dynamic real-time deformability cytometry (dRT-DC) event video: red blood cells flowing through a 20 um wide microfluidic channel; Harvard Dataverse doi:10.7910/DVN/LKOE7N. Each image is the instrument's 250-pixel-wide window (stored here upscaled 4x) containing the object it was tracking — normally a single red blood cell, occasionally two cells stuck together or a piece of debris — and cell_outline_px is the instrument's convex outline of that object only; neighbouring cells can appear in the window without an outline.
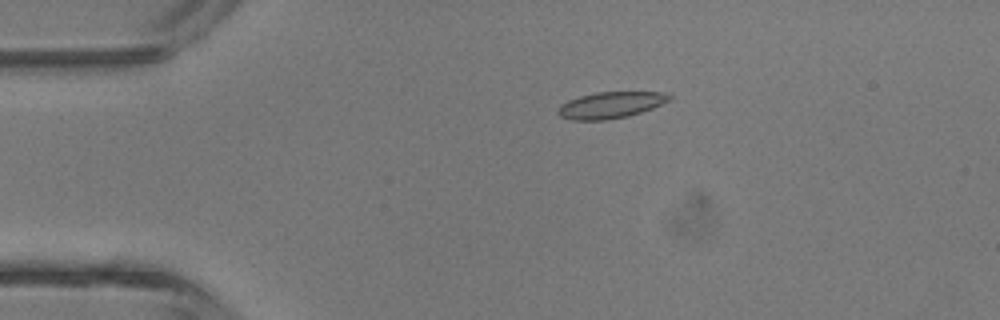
{"species": "common noctule bat (a hibernating species)", "species_latin": "Nyctalus noctula", "temperature_condition": "room temperature", "stored_images_in_passage": 2, "camera_frame_rate_fps": 3000, "um_per_image_px": 0.085, "animal": {"sex": "male", "body_mass_g": 13.3}, "frame": {"image": 1, "passage_image": 1, "time_ms": 0.0, "image_size_px": [1000, 320], "cell_outline_px": [[672, 100], [652, 108], [628, 116], [604, 120], [572, 120], [560, 116], [556, 112], [560, 104], [568, 100], [580, 96], [596, 92], [664, 92], [672, 96]], "centroid_in_image_um": [51.9, 8.92], "position_along_channel_um": 33.1, "area_um2": 17.17}}